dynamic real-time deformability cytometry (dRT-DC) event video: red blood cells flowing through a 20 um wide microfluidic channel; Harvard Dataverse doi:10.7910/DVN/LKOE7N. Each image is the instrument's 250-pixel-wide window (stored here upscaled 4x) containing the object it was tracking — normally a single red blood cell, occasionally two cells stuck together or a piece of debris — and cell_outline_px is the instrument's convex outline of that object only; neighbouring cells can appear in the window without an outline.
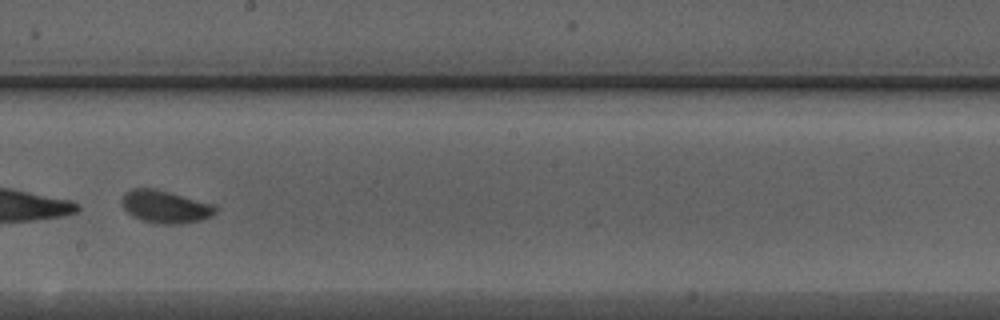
{"species": "Egyptian fruit bat (a non-hibernating species)", "species_latin": "Rousettus aegyptiacus", "temperature_condition": "warm", "stored_images_in_passage": 34, "camera_frame_rate_fps": 3000, "um_per_image_px": 0.085, "animal": {"sex": "male"}, "frame": {"image": 1, "passage_image": 15, "time_ms": 4.667, "image_size_px": [1000, 320], "cell_outline_px": [[216, 212], [212, 216], [200, 220], [180, 224], [160, 224], [140, 220], [132, 216], [120, 204], [120, 200], [124, 192], [132, 188], [156, 188], [216, 204]], "centroid_in_image_um": [14.03, 17.56], "position_along_channel_um": 234.2, "area_um2": 18.21}, "authors_computed_cell_mechanics": {"area_um2": 18.496, "velocity_mm_per_s": 4.3526, "shape_relaxation_time_tau1_ms": 0.3435, "shape_relaxation_time_tau2_ms": 0.843, "deformation_change_tau1": 0.2952, "deformation_change_tau2": 0.0668}}